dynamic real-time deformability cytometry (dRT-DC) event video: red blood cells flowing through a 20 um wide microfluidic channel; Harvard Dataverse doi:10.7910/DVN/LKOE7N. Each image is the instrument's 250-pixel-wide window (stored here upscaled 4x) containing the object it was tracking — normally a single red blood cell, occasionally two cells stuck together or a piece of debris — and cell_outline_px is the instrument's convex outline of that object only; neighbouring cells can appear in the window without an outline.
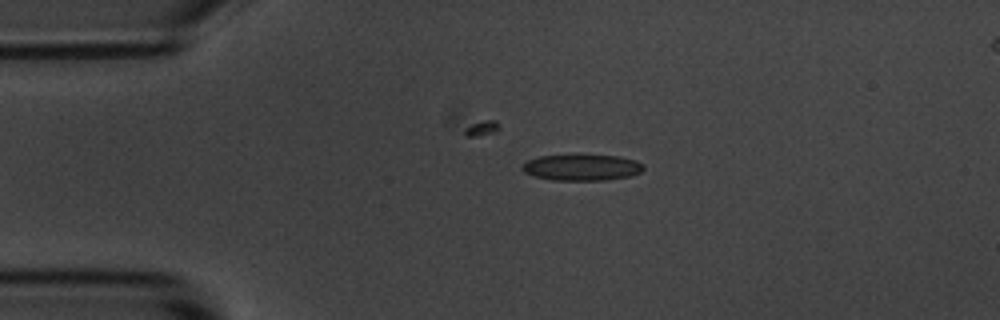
{"species": "common noctule bat (a hibernating species)", "species_latin": "Nyctalus noctula", "temperature_condition": "room temperature", "stored_images_in_passage": 5, "segment_of_instrument_passage": [1, 2], "camera_frame_rate_fps": 3000, "um_per_image_px": 0.085, "animal": {"sex": "male", "body_mass_g": 20.1, "forearm_length_mm": 53.5}, "frame": {"image": 1, "passage_image": 3, "time_ms": 2.333, "image_size_px": [1000, 320], "cell_outline_px": [[644, 168], [640, 172], [632, 176], [604, 180], [552, 180], [532, 176], [524, 172], [520, 168], [528, 160], [536, 156], [572, 152], [576, 152], [620, 156], [636, 160], [644, 164]], "centroid_in_image_um": [49.43, 14.18], "position_along_channel_um": 35.6, "area_um2": 19.65}}